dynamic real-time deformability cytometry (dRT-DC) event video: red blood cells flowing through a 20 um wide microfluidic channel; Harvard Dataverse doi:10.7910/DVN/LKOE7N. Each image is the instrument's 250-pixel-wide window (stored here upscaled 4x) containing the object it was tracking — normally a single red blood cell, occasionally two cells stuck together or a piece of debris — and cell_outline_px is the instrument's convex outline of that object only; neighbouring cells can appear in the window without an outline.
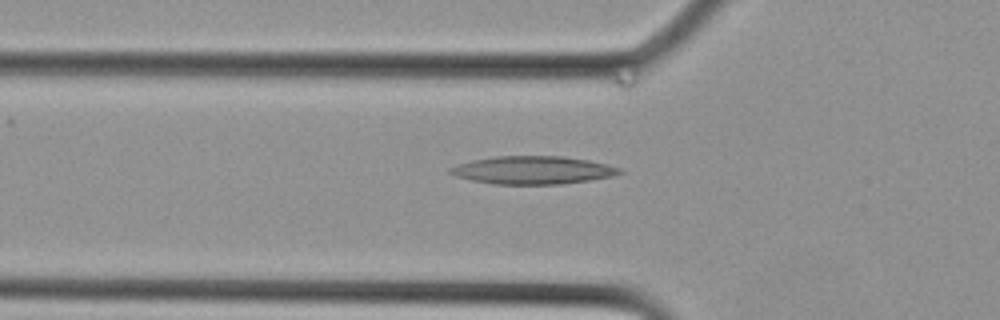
{"species": "Egyptian fruit bat (a non-hibernating species)", "species_latin": "Rousettus aegyptiacus", "temperature_condition": "cold", "stored_images_in_passage": 16, "camera_frame_rate_fps": 3000, "um_per_image_px": 0.085, "animal": {"sex": "female"}, "frame": {"image": 1, "passage_image": 5, "time_ms": 1.333, "image_size_px": [1000, 320], "cell_outline_px": [[624, 172], [612, 176], [588, 180], [560, 184], [492, 184], [472, 180], [456, 176], [448, 172], [448, 168], [472, 160], [496, 156], [560, 156], [588, 160], [608, 164], [620, 168]], "centroid_in_image_um": [45.29, 14.46], "position_along_channel_um": 80.5, "area_um2": 27.46}}
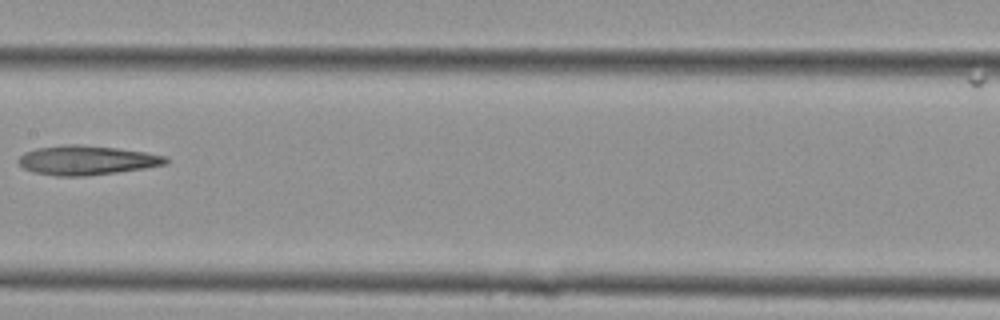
{"frame": {"image": 2, "passage_image": 10, "time_ms": 3.0, "image_size_px": [1000, 320], "cell_outline_px": [[168, 164], [144, 168], [116, 172], [84, 176], [56, 176], [32, 172], [24, 168], [16, 160], [24, 152], [36, 148], [64, 144], [76, 144], [116, 148], [144, 152], [168, 156]], "centroid_in_image_um": [7.35, 13.62], "position_along_channel_um": 200.1, "area_um2": 25.2}}
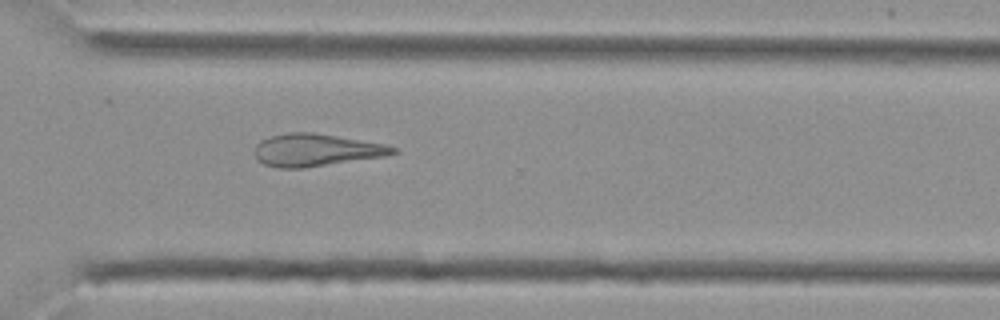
{"frame": {"image": 3, "passage_image": 16, "time_ms": 5.0, "image_size_px": [1000, 320], "cell_outline_px": [[396, 152], [388, 156], [304, 168], [276, 168], [264, 164], [256, 156], [256, 144], [260, 140], [268, 136], [288, 132], [312, 132], [384, 144], [396, 148]], "centroid_in_image_um": [26.85, 12.76], "position_along_channel_um": 343.8, "area_um2": 26.07}}